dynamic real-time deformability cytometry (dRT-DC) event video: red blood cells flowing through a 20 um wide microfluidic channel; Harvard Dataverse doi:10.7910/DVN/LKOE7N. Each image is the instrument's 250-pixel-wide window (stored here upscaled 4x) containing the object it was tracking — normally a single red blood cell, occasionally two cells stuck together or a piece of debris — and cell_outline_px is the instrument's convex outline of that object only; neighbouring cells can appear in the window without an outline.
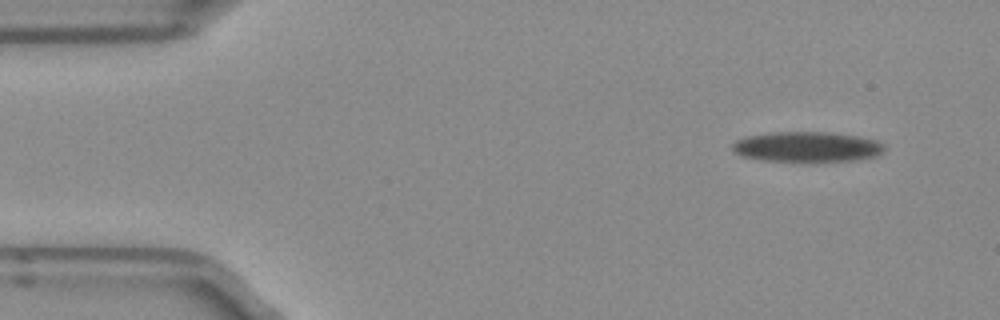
{"species": "Egyptian fruit bat (a non-hibernating species)", "species_latin": "Rousettus aegyptiacus", "temperature_condition": "room temperature", "stored_images_in_passage": 5, "camera_frame_rate_fps": 3000, "um_per_image_px": 0.085, "frame": {"image": 1, "passage_image": 1, "time_ms": 0.0, "image_size_px": [1000, 320], "cell_outline_px": [[884, 152], [876, 156], [852, 160], [764, 160], [744, 156], [736, 152], [732, 148], [732, 144], [736, 140], [748, 136], [772, 132], [828, 132], [856, 136], [876, 140], [884, 144]], "centroid_in_image_um": [68.62, 12.46], "position_along_channel_um": 16.4, "area_um2": 26.13}}